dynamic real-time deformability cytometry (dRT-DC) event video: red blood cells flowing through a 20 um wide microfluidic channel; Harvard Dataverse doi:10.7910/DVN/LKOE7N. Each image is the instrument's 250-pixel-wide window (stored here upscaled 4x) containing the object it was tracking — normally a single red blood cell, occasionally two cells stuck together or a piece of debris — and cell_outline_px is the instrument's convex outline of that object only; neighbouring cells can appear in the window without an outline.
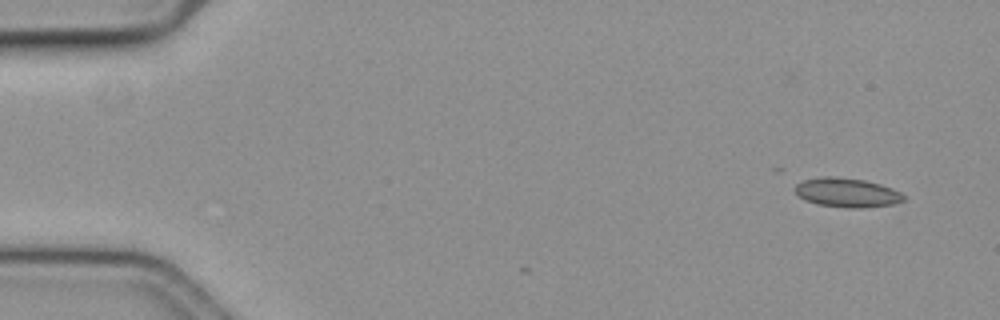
{"species": "common noctule bat (a hibernating species)", "species_latin": "Nyctalus noctula", "temperature_condition": "cold", "stored_images_in_passage": 2, "camera_frame_rate_fps": 3000, "um_per_image_px": 0.085, "animal": {"sex": "female", "body_mass_g": 19.3, "forearm_length_mm": 54.1}, "frame": {"image": 1, "passage_image": 2, "time_ms": 0.333, "image_size_px": [1000, 320], "cell_outline_px": [[904, 200], [892, 204], [864, 208], [848, 208], [816, 204], [804, 200], [796, 192], [796, 184], [804, 180], [824, 176], [832, 176], [864, 180], [880, 184], [892, 188], [900, 192], [904, 196]], "centroid_in_image_um": [71.99, 16.37], "position_along_channel_um": 13.0, "area_um2": 18.38}}